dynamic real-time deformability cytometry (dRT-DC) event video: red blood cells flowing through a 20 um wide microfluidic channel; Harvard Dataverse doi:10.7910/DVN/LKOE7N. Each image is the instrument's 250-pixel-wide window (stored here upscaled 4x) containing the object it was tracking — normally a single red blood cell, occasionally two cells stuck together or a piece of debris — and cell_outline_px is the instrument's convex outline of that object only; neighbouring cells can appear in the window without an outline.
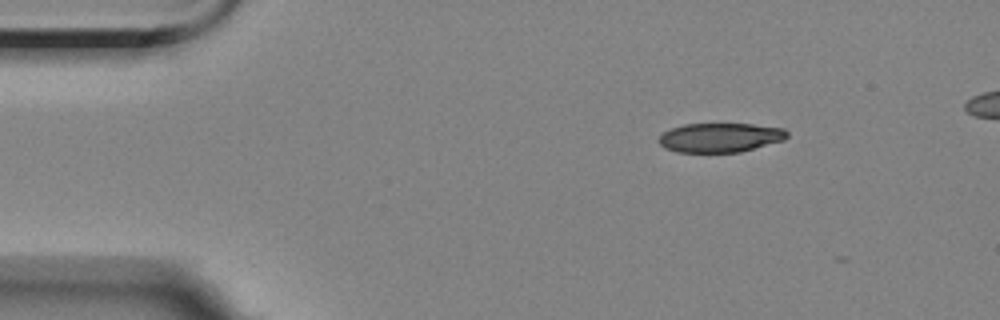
{"species": "Egyptian fruit bat (a non-hibernating species)", "species_latin": "Rousettus aegyptiacus", "temperature_condition": "room temperature", "stored_images_in_passage": 5, "camera_frame_rate_fps": 3000, "um_per_image_px": 0.085, "animal": {"sex": "female"}, "frame": {"image": 1, "passage_image": 1, "time_ms": 0.0, "image_size_px": [1000, 320], "cell_outline_px": [[788, 136], [784, 140], [740, 152], [676, 152], [664, 148], [656, 140], [664, 132], [672, 128], [684, 124], [752, 124], [784, 128], [788, 132]], "centroid_in_image_um": [61.2, 11.69], "position_along_channel_um": 23.8, "area_um2": 21.91}}
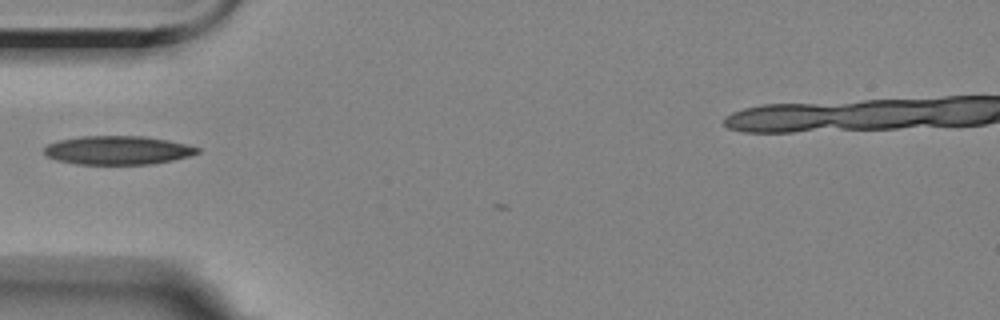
{"frame": {"image": 2, "passage_image": 4, "time_ms": 3.333, "image_size_px": [1000, 320], "cell_outline_px": [[200, 152], [188, 156], [172, 160], [152, 164], [76, 164], [60, 160], [48, 156], [44, 152], [44, 148], [48, 144], [60, 140], [80, 136], [144, 136], [168, 140], [200, 148]], "centroid_in_image_um": [10.02, 12.76], "position_along_channel_um": 75.0, "area_um2": 25.37}}